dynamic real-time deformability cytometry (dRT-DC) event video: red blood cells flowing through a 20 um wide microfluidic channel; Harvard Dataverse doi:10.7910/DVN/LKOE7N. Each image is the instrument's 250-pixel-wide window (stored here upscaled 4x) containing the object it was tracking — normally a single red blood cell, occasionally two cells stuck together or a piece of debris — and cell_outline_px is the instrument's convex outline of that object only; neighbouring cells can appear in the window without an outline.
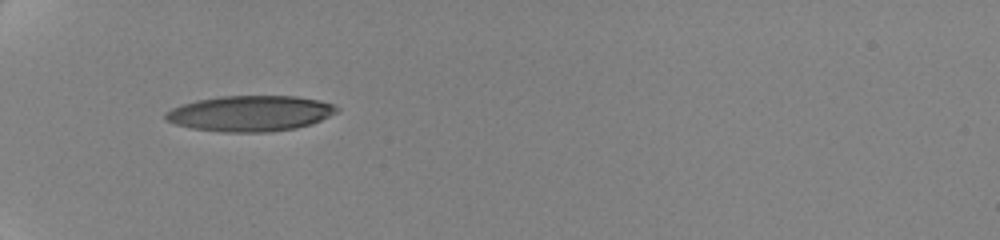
{"species": "human", "species_latin": "Homo sapiens", "temperature_condition": "cold", "stored_images_in_passage": 2, "camera_frame_rate_fps": 3000, "um_per_image_px": 0.085, "donor": {"sex": "female"}, "frame": {"image": 1, "passage_image": 1, "time_ms": 0.0, "image_size_px": [1000, 240], "cell_outline_px": [[340, 112], [312, 124], [296, 128], [272, 132], [224, 132], [192, 128], [176, 124], [168, 120], [164, 116], [164, 112], [172, 108], [196, 100], [220, 96], [296, 96], [320, 100], [332, 104], [340, 108]], "centroid_in_image_um": [21.33, 9.64], "position_along_channel_um": 63.7, "area_um2": 35.78}}